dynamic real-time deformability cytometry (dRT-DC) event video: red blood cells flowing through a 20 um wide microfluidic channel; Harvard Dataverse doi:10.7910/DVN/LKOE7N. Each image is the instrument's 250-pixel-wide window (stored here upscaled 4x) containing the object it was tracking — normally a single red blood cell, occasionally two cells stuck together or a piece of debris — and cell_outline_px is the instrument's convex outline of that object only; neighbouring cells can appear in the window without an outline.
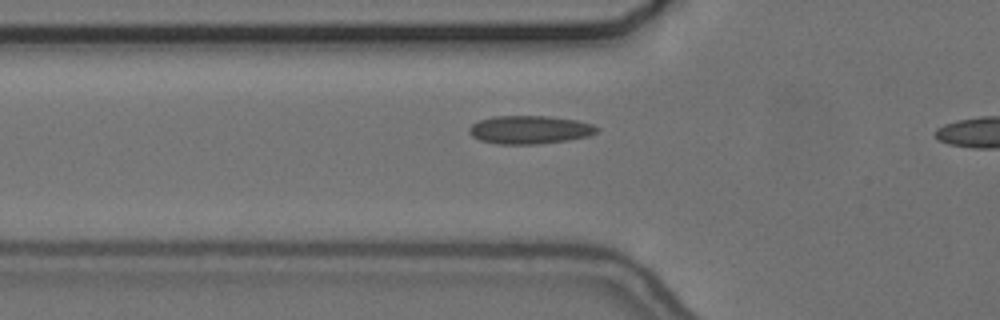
{"species": "common noctule bat (a hibernating species)", "species_latin": "Nyctalus noctula", "temperature_condition": "cold", "stored_images_in_passage": 12, "camera_frame_rate_fps": 3000, "um_per_image_px": 0.085, "animal": {"sex": "female", "body_mass_g": 24.6, "forearm_length_mm": 56.2}, "frame": {"image": 1, "passage_image": 10, "time_ms": 3.0, "image_size_px": [1000, 320], "cell_outline_px": [[600, 132], [588, 136], [568, 140], [540, 144], [500, 144], [480, 140], [472, 136], [468, 132], [468, 128], [472, 124], [480, 120], [496, 116], [548, 116], [576, 120], [592, 124], [600, 128]], "centroid_in_image_um": [45.05, 11.03], "position_along_channel_um": 80.7, "area_um2": 21.1}}